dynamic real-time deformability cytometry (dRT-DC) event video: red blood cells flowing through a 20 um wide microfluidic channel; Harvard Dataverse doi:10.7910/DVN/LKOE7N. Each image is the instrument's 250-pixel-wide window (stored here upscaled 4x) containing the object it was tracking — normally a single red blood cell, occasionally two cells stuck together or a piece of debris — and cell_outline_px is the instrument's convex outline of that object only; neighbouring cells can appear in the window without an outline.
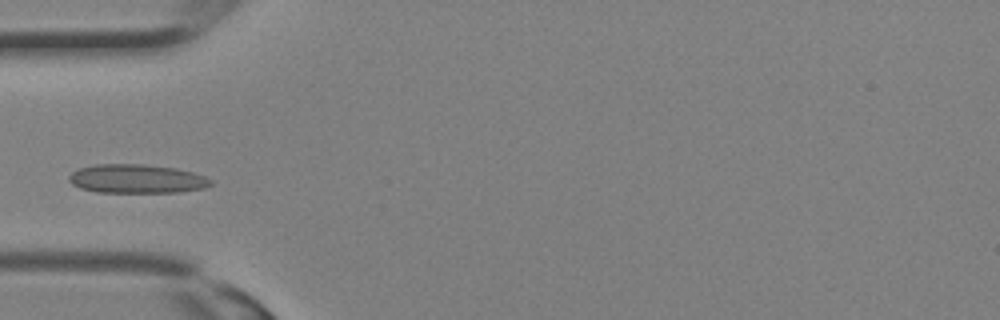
{"species": "Egyptian fruit bat (a non-hibernating species)", "species_latin": "Rousettus aegyptiacus", "temperature_condition": "room temperature", "stored_images_in_passage": 12, "camera_frame_rate_fps": 3000, "um_per_image_px": 0.085, "animal": {"sex": "female"}, "frame": {"image": 1, "passage_image": 1, "time_ms": 0.0, "image_size_px": [1000, 320], "cell_outline_px": [[212, 184], [204, 188], [180, 192], [96, 192], [80, 188], [72, 184], [68, 180], [68, 176], [72, 172], [80, 168], [96, 164], [144, 164], [176, 168], [192, 172], [204, 176], [212, 180]], "centroid_in_image_um": [11.61, 15.2], "position_along_channel_um": 73.4, "area_um2": 23.87}}
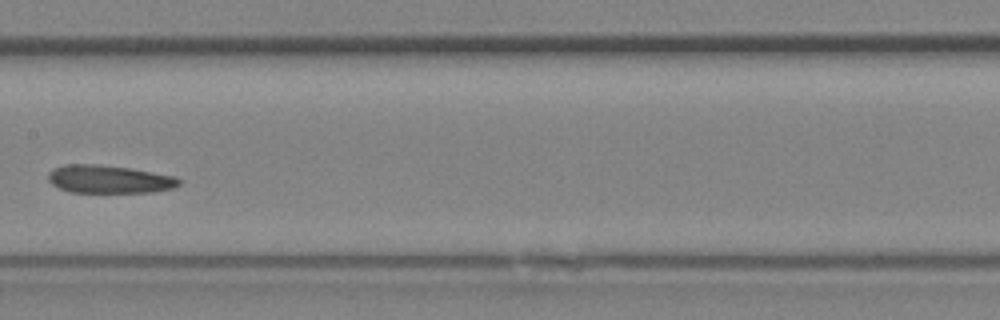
{"frame": {"image": 2, "passage_image": 7, "time_ms": 2.0, "image_size_px": [1000, 320], "cell_outline_px": [[180, 184], [172, 188], [152, 192], [68, 192], [52, 184], [48, 180], [48, 172], [52, 168], [64, 164], [96, 164], [132, 168], [176, 176], [180, 180]], "centroid_in_image_um": [9.25, 15.22], "position_along_channel_um": 198.1, "area_um2": 21.5}}
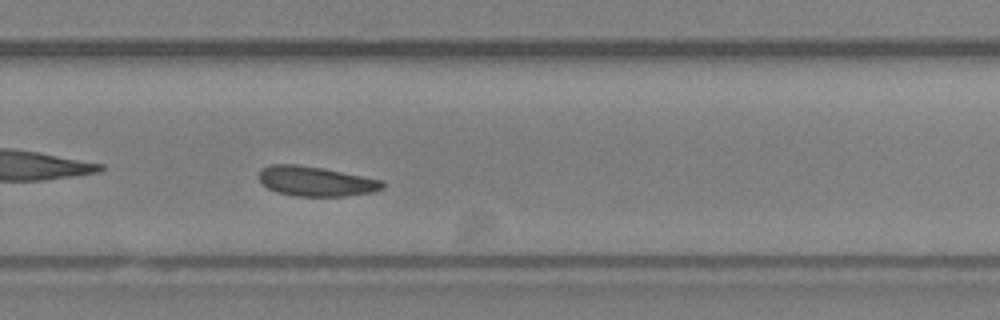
{"frame": {"image": 3, "passage_image": 12, "time_ms": 3.667, "image_size_px": [1000, 320], "cell_outline_px": [[384, 188], [372, 192], [348, 196], [296, 196], [276, 192], [260, 184], [256, 176], [260, 168], [268, 164], [296, 164], [320, 168], [384, 180]], "centroid_in_image_um": [26.77, 15.41], "position_along_channel_um": 303.0, "area_um2": 21.73}}